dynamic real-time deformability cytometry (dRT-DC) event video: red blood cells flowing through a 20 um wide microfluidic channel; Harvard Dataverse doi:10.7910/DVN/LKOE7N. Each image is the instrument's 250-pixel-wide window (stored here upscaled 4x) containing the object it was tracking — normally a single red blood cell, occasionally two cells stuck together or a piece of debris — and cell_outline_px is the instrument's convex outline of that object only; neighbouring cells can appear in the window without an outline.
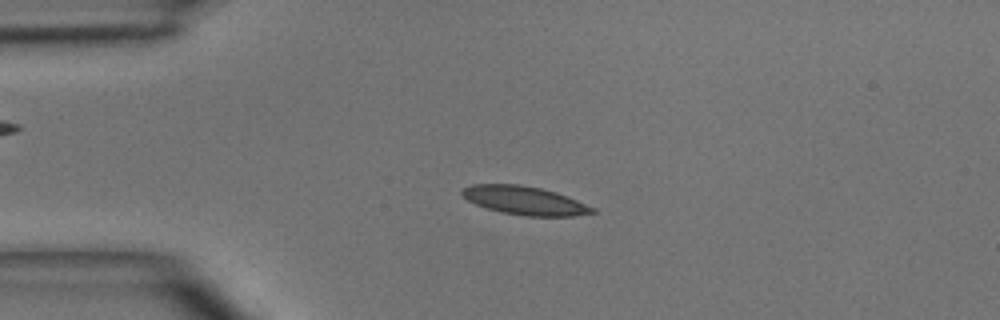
{"species": "common noctule bat (a hibernating species)", "species_latin": "Nyctalus noctula", "temperature_condition": "room temperature", "stored_images_in_passage": 5, "camera_frame_rate_fps": 3000, "um_per_image_px": 0.085, "animal": {"sex": "male", "body_mass_g": 15.6}, "frame": {"image": 1, "passage_image": 3, "time_ms": 2.333, "image_size_px": [1000, 320], "cell_outline_px": [[600, 212], [572, 216], [524, 216], [500, 212], [476, 204], [468, 200], [460, 192], [464, 188], [472, 184], [520, 184], [540, 188], [556, 192], [596, 208]], "centroid_in_image_um": [44.63, 17.05], "position_along_channel_um": 40.4, "area_um2": 21.62}}